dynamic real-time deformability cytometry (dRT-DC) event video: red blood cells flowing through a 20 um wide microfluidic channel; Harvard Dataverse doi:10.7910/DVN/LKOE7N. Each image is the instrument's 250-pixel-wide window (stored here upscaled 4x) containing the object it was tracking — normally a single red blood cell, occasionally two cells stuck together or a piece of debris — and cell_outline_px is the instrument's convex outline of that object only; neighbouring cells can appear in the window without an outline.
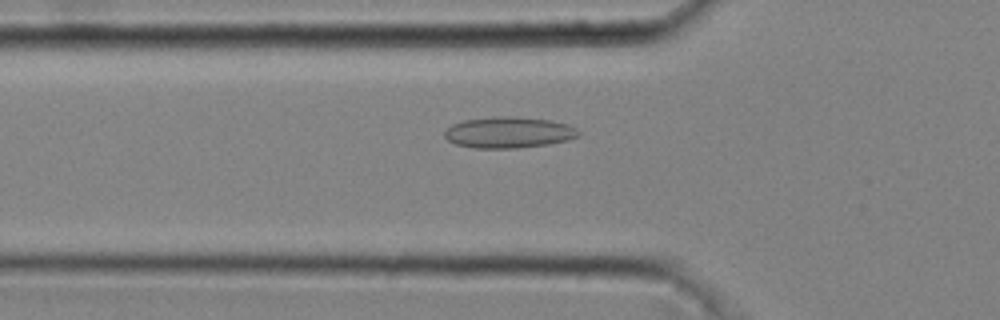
{"species": "common noctule bat (a hibernating species)", "species_latin": "Nyctalus noctula", "temperature_condition": "cold", "stored_images_in_passage": 42, "camera_frame_rate_fps": 3000, "um_per_image_px": 0.085, "animal": {"sex": "male", "body_mass_g": 20.4}, "frame": {"image": 1, "passage_image": 16, "time_ms": 5.0, "image_size_px": [1000, 320], "cell_outline_px": [[580, 136], [568, 140], [548, 144], [516, 148], [476, 148], [456, 144], [448, 140], [444, 136], [444, 128], [452, 124], [464, 120], [496, 116], [516, 116], [552, 120], [568, 124], [576, 128], [580, 132]], "centroid_in_image_um": [43.24, 11.24], "position_along_channel_um": 82.6, "area_um2": 24.57}}
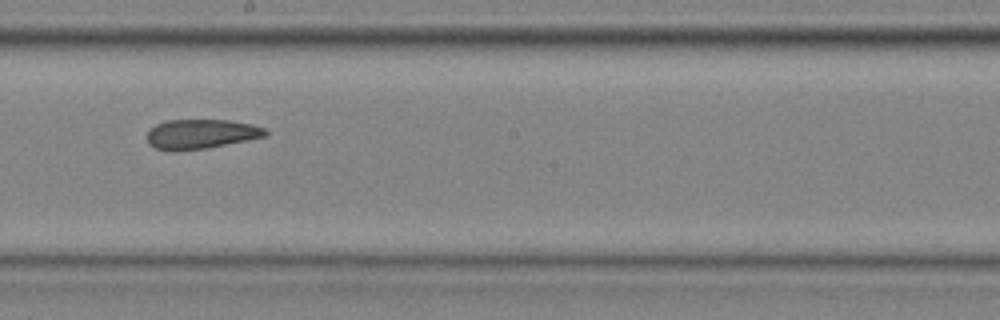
{"frame": {"image": 2, "passage_image": 27, "time_ms": 8.667, "image_size_px": [1000, 320], "cell_outline_px": [[268, 132], [264, 136], [208, 148], [172, 152], [168, 152], [156, 148], [148, 144], [148, 132], [156, 124], [168, 120], [228, 120], [252, 124], [264, 128]], "centroid_in_image_um": [17.04, 11.4], "position_along_channel_um": 231.2, "area_um2": 20.35}}
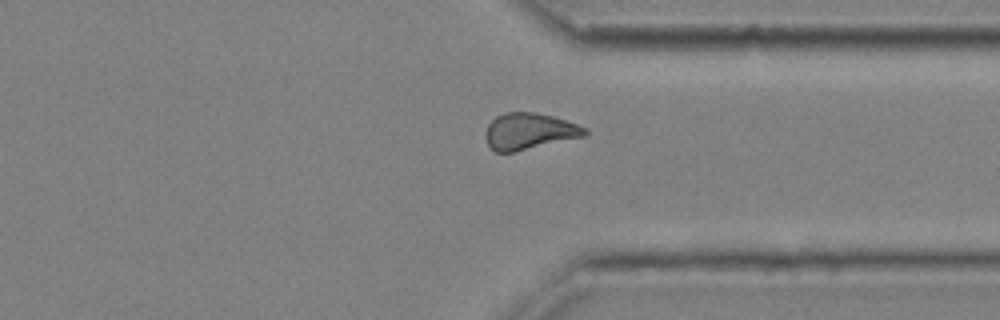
{"frame": {"image": 3, "passage_image": 37, "time_ms": 12.0, "image_size_px": [1000, 320], "cell_outline_px": [[588, 136], [512, 152], [496, 152], [488, 144], [484, 136], [488, 124], [496, 116], [504, 112], [536, 112], [552, 116], [588, 128]], "centroid_in_image_um": [45.0, 11.15], "position_along_channel_um": 366.4, "area_um2": 21.15}, "authors_computed_cell_mechanics": {"area_um2": 21.5305, "velocity_mm_per_s": 4.05, "shape_relaxation_time_tau1_ms": null, "shape_relaxation_time_tau2_ms": 3.4584, "deformation_change_tau1": null, "deformation_change_tau2": 0.1102}}